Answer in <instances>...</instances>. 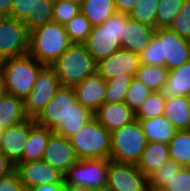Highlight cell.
Listing matches in <instances>:
<instances>
[{
    "label": "cell",
    "mask_w": 190,
    "mask_h": 191,
    "mask_svg": "<svg viewBox=\"0 0 190 191\" xmlns=\"http://www.w3.org/2000/svg\"><path fill=\"white\" fill-rule=\"evenodd\" d=\"M53 4L45 0H14L10 17L23 21L30 32L52 21Z\"/></svg>",
    "instance_id": "obj_15"
},
{
    "label": "cell",
    "mask_w": 190,
    "mask_h": 191,
    "mask_svg": "<svg viewBox=\"0 0 190 191\" xmlns=\"http://www.w3.org/2000/svg\"><path fill=\"white\" fill-rule=\"evenodd\" d=\"M30 130L31 118H27L3 131L0 151L15 165L22 159Z\"/></svg>",
    "instance_id": "obj_17"
},
{
    "label": "cell",
    "mask_w": 190,
    "mask_h": 191,
    "mask_svg": "<svg viewBox=\"0 0 190 191\" xmlns=\"http://www.w3.org/2000/svg\"><path fill=\"white\" fill-rule=\"evenodd\" d=\"M0 191H25L16 171L0 178Z\"/></svg>",
    "instance_id": "obj_41"
},
{
    "label": "cell",
    "mask_w": 190,
    "mask_h": 191,
    "mask_svg": "<svg viewBox=\"0 0 190 191\" xmlns=\"http://www.w3.org/2000/svg\"><path fill=\"white\" fill-rule=\"evenodd\" d=\"M128 14L114 13L101 25L93 26L84 42L87 51L98 62L118 51Z\"/></svg>",
    "instance_id": "obj_5"
},
{
    "label": "cell",
    "mask_w": 190,
    "mask_h": 191,
    "mask_svg": "<svg viewBox=\"0 0 190 191\" xmlns=\"http://www.w3.org/2000/svg\"><path fill=\"white\" fill-rule=\"evenodd\" d=\"M139 0H114L115 8L118 13L130 14Z\"/></svg>",
    "instance_id": "obj_42"
},
{
    "label": "cell",
    "mask_w": 190,
    "mask_h": 191,
    "mask_svg": "<svg viewBox=\"0 0 190 191\" xmlns=\"http://www.w3.org/2000/svg\"><path fill=\"white\" fill-rule=\"evenodd\" d=\"M29 51V31L23 21L0 17V52L5 58L22 56Z\"/></svg>",
    "instance_id": "obj_11"
},
{
    "label": "cell",
    "mask_w": 190,
    "mask_h": 191,
    "mask_svg": "<svg viewBox=\"0 0 190 191\" xmlns=\"http://www.w3.org/2000/svg\"><path fill=\"white\" fill-rule=\"evenodd\" d=\"M180 37L190 40V0H184L182 8L169 26Z\"/></svg>",
    "instance_id": "obj_38"
},
{
    "label": "cell",
    "mask_w": 190,
    "mask_h": 191,
    "mask_svg": "<svg viewBox=\"0 0 190 191\" xmlns=\"http://www.w3.org/2000/svg\"><path fill=\"white\" fill-rule=\"evenodd\" d=\"M61 87L59 78L51 65L39 72L32 92L24 99V110L28 118H36Z\"/></svg>",
    "instance_id": "obj_9"
},
{
    "label": "cell",
    "mask_w": 190,
    "mask_h": 191,
    "mask_svg": "<svg viewBox=\"0 0 190 191\" xmlns=\"http://www.w3.org/2000/svg\"><path fill=\"white\" fill-rule=\"evenodd\" d=\"M5 60L6 58L0 52V68H2V65L4 64Z\"/></svg>",
    "instance_id": "obj_47"
},
{
    "label": "cell",
    "mask_w": 190,
    "mask_h": 191,
    "mask_svg": "<svg viewBox=\"0 0 190 191\" xmlns=\"http://www.w3.org/2000/svg\"><path fill=\"white\" fill-rule=\"evenodd\" d=\"M80 12L90 21L92 26L101 25L116 13L114 0H82Z\"/></svg>",
    "instance_id": "obj_27"
},
{
    "label": "cell",
    "mask_w": 190,
    "mask_h": 191,
    "mask_svg": "<svg viewBox=\"0 0 190 191\" xmlns=\"http://www.w3.org/2000/svg\"><path fill=\"white\" fill-rule=\"evenodd\" d=\"M46 2H49L51 4H54L55 2H57L58 0H45Z\"/></svg>",
    "instance_id": "obj_50"
},
{
    "label": "cell",
    "mask_w": 190,
    "mask_h": 191,
    "mask_svg": "<svg viewBox=\"0 0 190 191\" xmlns=\"http://www.w3.org/2000/svg\"><path fill=\"white\" fill-rule=\"evenodd\" d=\"M72 44L64 25L48 22L29 32V51L39 62L51 65Z\"/></svg>",
    "instance_id": "obj_2"
},
{
    "label": "cell",
    "mask_w": 190,
    "mask_h": 191,
    "mask_svg": "<svg viewBox=\"0 0 190 191\" xmlns=\"http://www.w3.org/2000/svg\"><path fill=\"white\" fill-rule=\"evenodd\" d=\"M147 138L139 120L111 132L110 160L136 164L147 146Z\"/></svg>",
    "instance_id": "obj_8"
},
{
    "label": "cell",
    "mask_w": 190,
    "mask_h": 191,
    "mask_svg": "<svg viewBox=\"0 0 190 191\" xmlns=\"http://www.w3.org/2000/svg\"><path fill=\"white\" fill-rule=\"evenodd\" d=\"M154 35L160 40L161 60L168 70L180 67L190 60V40L180 37L168 28H156Z\"/></svg>",
    "instance_id": "obj_12"
},
{
    "label": "cell",
    "mask_w": 190,
    "mask_h": 191,
    "mask_svg": "<svg viewBox=\"0 0 190 191\" xmlns=\"http://www.w3.org/2000/svg\"><path fill=\"white\" fill-rule=\"evenodd\" d=\"M24 100L6 93L0 98V128L5 130L9 126L26 120Z\"/></svg>",
    "instance_id": "obj_25"
},
{
    "label": "cell",
    "mask_w": 190,
    "mask_h": 191,
    "mask_svg": "<svg viewBox=\"0 0 190 191\" xmlns=\"http://www.w3.org/2000/svg\"><path fill=\"white\" fill-rule=\"evenodd\" d=\"M96 64L84 43H72L51 66L61 86L73 87L85 77L94 74Z\"/></svg>",
    "instance_id": "obj_4"
},
{
    "label": "cell",
    "mask_w": 190,
    "mask_h": 191,
    "mask_svg": "<svg viewBox=\"0 0 190 191\" xmlns=\"http://www.w3.org/2000/svg\"><path fill=\"white\" fill-rule=\"evenodd\" d=\"M69 139L79 160L110 158L111 133L95 118L82 126Z\"/></svg>",
    "instance_id": "obj_6"
},
{
    "label": "cell",
    "mask_w": 190,
    "mask_h": 191,
    "mask_svg": "<svg viewBox=\"0 0 190 191\" xmlns=\"http://www.w3.org/2000/svg\"><path fill=\"white\" fill-rule=\"evenodd\" d=\"M15 171L20 177L25 191H29L31 188L43 184L64 182L63 174L52 168L43 159L30 162H18L15 165Z\"/></svg>",
    "instance_id": "obj_14"
},
{
    "label": "cell",
    "mask_w": 190,
    "mask_h": 191,
    "mask_svg": "<svg viewBox=\"0 0 190 191\" xmlns=\"http://www.w3.org/2000/svg\"><path fill=\"white\" fill-rule=\"evenodd\" d=\"M140 63L143 65L165 66V60H161L160 40L153 35L147 47L140 54Z\"/></svg>",
    "instance_id": "obj_39"
},
{
    "label": "cell",
    "mask_w": 190,
    "mask_h": 191,
    "mask_svg": "<svg viewBox=\"0 0 190 191\" xmlns=\"http://www.w3.org/2000/svg\"><path fill=\"white\" fill-rule=\"evenodd\" d=\"M131 79V76L124 75V77L116 76L106 80L104 103L124 102Z\"/></svg>",
    "instance_id": "obj_34"
},
{
    "label": "cell",
    "mask_w": 190,
    "mask_h": 191,
    "mask_svg": "<svg viewBox=\"0 0 190 191\" xmlns=\"http://www.w3.org/2000/svg\"><path fill=\"white\" fill-rule=\"evenodd\" d=\"M149 191H164V190L161 188H158V189H149Z\"/></svg>",
    "instance_id": "obj_51"
},
{
    "label": "cell",
    "mask_w": 190,
    "mask_h": 191,
    "mask_svg": "<svg viewBox=\"0 0 190 191\" xmlns=\"http://www.w3.org/2000/svg\"><path fill=\"white\" fill-rule=\"evenodd\" d=\"M159 0H139L129 17L156 29V14Z\"/></svg>",
    "instance_id": "obj_33"
},
{
    "label": "cell",
    "mask_w": 190,
    "mask_h": 191,
    "mask_svg": "<svg viewBox=\"0 0 190 191\" xmlns=\"http://www.w3.org/2000/svg\"><path fill=\"white\" fill-rule=\"evenodd\" d=\"M3 129L0 128V144H1V139H2V136H3Z\"/></svg>",
    "instance_id": "obj_49"
},
{
    "label": "cell",
    "mask_w": 190,
    "mask_h": 191,
    "mask_svg": "<svg viewBox=\"0 0 190 191\" xmlns=\"http://www.w3.org/2000/svg\"><path fill=\"white\" fill-rule=\"evenodd\" d=\"M163 116L176 130L190 129V97L180 96L165 99Z\"/></svg>",
    "instance_id": "obj_24"
},
{
    "label": "cell",
    "mask_w": 190,
    "mask_h": 191,
    "mask_svg": "<svg viewBox=\"0 0 190 191\" xmlns=\"http://www.w3.org/2000/svg\"><path fill=\"white\" fill-rule=\"evenodd\" d=\"M168 150V143L148 141L145 150L136 163L137 168L148 177L152 172L156 171L163 162L170 159Z\"/></svg>",
    "instance_id": "obj_23"
},
{
    "label": "cell",
    "mask_w": 190,
    "mask_h": 191,
    "mask_svg": "<svg viewBox=\"0 0 190 191\" xmlns=\"http://www.w3.org/2000/svg\"><path fill=\"white\" fill-rule=\"evenodd\" d=\"M140 65V55L120 48L109 57L100 59L96 64V72L105 81L116 76L124 77V75L133 78Z\"/></svg>",
    "instance_id": "obj_13"
},
{
    "label": "cell",
    "mask_w": 190,
    "mask_h": 191,
    "mask_svg": "<svg viewBox=\"0 0 190 191\" xmlns=\"http://www.w3.org/2000/svg\"><path fill=\"white\" fill-rule=\"evenodd\" d=\"M53 130L41 126L31 118L30 135L25 145L22 159L19 162H30L43 159V155Z\"/></svg>",
    "instance_id": "obj_22"
},
{
    "label": "cell",
    "mask_w": 190,
    "mask_h": 191,
    "mask_svg": "<svg viewBox=\"0 0 190 191\" xmlns=\"http://www.w3.org/2000/svg\"><path fill=\"white\" fill-rule=\"evenodd\" d=\"M13 171H15V164L0 151V178L9 175Z\"/></svg>",
    "instance_id": "obj_43"
},
{
    "label": "cell",
    "mask_w": 190,
    "mask_h": 191,
    "mask_svg": "<svg viewBox=\"0 0 190 191\" xmlns=\"http://www.w3.org/2000/svg\"><path fill=\"white\" fill-rule=\"evenodd\" d=\"M151 92L152 90H150L142 81L133 77L129 89L126 92L124 103L136 112Z\"/></svg>",
    "instance_id": "obj_36"
},
{
    "label": "cell",
    "mask_w": 190,
    "mask_h": 191,
    "mask_svg": "<svg viewBox=\"0 0 190 191\" xmlns=\"http://www.w3.org/2000/svg\"><path fill=\"white\" fill-rule=\"evenodd\" d=\"M80 13V3L57 1L53 4L52 21L65 25Z\"/></svg>",
    "instance_id": "obj_37"
},
{
    "label": "cell",
    "mask_w": 190,
    "mask_h": 191,
    "mask_svg": "<svg viewBox=\"0 0 190 191\" xmlns=\"http://www.w3.org/2000/svg\"><path fill=\"white\" fill-rule=\"evenodd\" d=\"M136 120H139L147 141L169 143L176 132V129L172 123L163 115L150 119Z\"/></svg>",
    "instance_id": "obj_26"
},
{
    "label": "cell",
    "mask_w": 190,
    "mask_h": 191,
    "mask_svg": "<svg viewBox=\"0 0 190 191\" xmlns=\"http://www.w3.org/2000/svg\"><path fill=\"white\" fill-rule=\"evenodd\" d=\"M6 87H5V83H4V78H3V74L0 68V98L3 97L6 94Z\"/></svg>",
    "instance_id": "obj_46"
},
{
    "label": "cell",
    "mask_w": 190,
    "mask_h": 191,
    "mask_svg": "<svg viewBox=\"0 0 190 191\" xmlns=\"http://www.w3.org/2000/svg\"><path fill=\"white\" fill-rule=\"evenodd\" d=\"M14 0H0V17L10 16Z\"/></svg>",
    "instance_id": "obj_45"
},
{
    "label": "cell",
    "mask_w": 190,
    "mask_h": 191,
    "mask_svg": "<svg viewBox=\"0 0 190 191\" xmlns=\"http://www.w3.org/2000/svg\"><path fill=\"white\" fill-rule=\"evenodd\" d=\"M29 191H69V187H67L63 182L39 185L31 188Z\"/></svg>",
    "instance_id": "obj_44"
},
{
    "label": "cell",
    "mask_w": 190,
    "mask_h": 191,
    "mask_svg": "<svg viewBox=\"0 0 190 191\" xmlns=\"http://www.w3.org/2000/svg\"><path fill=\"white\" fill-rule=\"evenodd\" d=\"M164 191H190V167H183L172 176L162 187Z\"/></svg>",
    "instance_id": "obj_40"
},
{
    "label": "cell",
    "mask_w": 190,
    "mask_h": 191,
    "mask_svg": "<svg viewBox=\"0 0 190 191\" xmlns=\"http://www.w3.org/2000/svg\"><path fill=\"white\" fill-rule=\"evenodd\" d=\"M43 160L63 175L79 159L69 138L53 133L46 146Z\"/></svg>",
    "instance_id": "obj_16"
},
{
    "label": "cell",
    "mask_w": 190,
    "mask_h": 191,
    "mask_svg": "<svg viewBox=\"0 0 190 191\" xmlns=\"http://www.w3.org/2000/svg\"><path fill=\"white\" fill-rule=\"evenodd\" d=\"M94 118L110 133L136 120L135 112L124 102L104 103Z\"/></svg>",
    "instance_id": "obj_19"
},
{
    "label": "cell",
    "mask_w": 190,
    "mask_h": 191,
    "mask_svg": "<svg viewBox=\"0 0 190 191\" xmlns=\"http://www.w3.org/2000/svg\"><path fill=\"white\" fill-rule=\"evenodd\" d=\"M183 168L182 165L177 164L169 159L154 172L148 176L149 189L161 188L172 176L176 175Z\"/></svg>",
    "instance_id": "obj_35"
},
{
    "label": "cell",
    "mask_w": 190,
    "mask_h": 191,
    "mask_svg": "<svg viewBox=\"0 0 190 191\" xmlns=\"http://www.w3.org/2000/svg\"><path fill=\"white\" fill-rule=\"evenodd\" d=\"M58 1L73 2V3H81L82 2V0H58Z\"/></svg>",
    "instance_id": "obj_48"
},
{
    "label": "cell",
    "mask_w": 190,
    "mask_h": 191,
    "mask_svg": "<svg viewBox=\"0 0 190 191\" xmlns=\"http://www.w3.org/2000/svg\"><path fill=\"white\" fill-rule=\"evenodd\" d=\"M78 103L93 114L104 104L106 81L95 72L73 86Z\"/></svg>",
    "instance_id": "obj_18"
},
{
    "label": "cell",
    "mask_w": 190,
    "mask_h": 191,
    "mask_svg": "<svg viewBox=\"0 0 190 191\" xmlns=\"http://www.w3.org/2000/svg\"><path fill=\"white\" fill-rule=\"evenodd\" d=\"M134 78L142 81L150 90L160 91L167 81L168 69L166 66L141 64Z\"/></svg>",
    "instance_id": "obj_29"
},
{
    "label": "cell",
    "mask_w": 190,
    "mask_h": 191,
    "mask_svg": "<svg viewBox=\"0 0 190 191\" xmlns=\"http://www.w3.org/2000/svg\"><path fill=\"white\" fill-rule=\"evenodd\" d=\"M165 98L159 91H152L135 112V119H150L162 116Z\"/></svg>",
    "instance_id": "obj_31"
},
{
    "label": "cell",
    "mask_w": 190,
    "mask_h": 191,
    "mask_svg": "<svg viewBox=\"0 0 190 191\" xmlns=\"http://www.w3.org/2000/svg\"><path fill=\"white\" fill-rule=\"evenodd\" d=\"M168 144L169 158L183 167H190V129L176 130Z\"/></svg>",
    "instance_id": "obj_28"
},
{
    "label": "cell",
    "mask_w": 190,
    "mask_h": 191,
    "mask_svg": "<svg viewBox=\"0 0 190 191\" xmlns=\"http://www.w3.org/2000/svg\"><path fill=\"white\" fill-rule=\"evenodd\" d=\"M92 118L94 114L78 103L73 87L61 86L35 122L70 138Z\"/></svg>",
    "instance_id": "obj_1"
},
{
    "label": "cell",
    "mask_w": 190,
    "mask_h": 191,
    "mask_svg": "<svg viewBox=\"0 0 190 191\" xmlns=\"http://www.w3.org/2000/svg\"><path fill=\"white\" fill-rule=\"evenodd\" d=\"M154 31V27L140 23L128 16L120 46L123 49L140 55L149 44Z\"/></svg>",
    "instance_id": "obj_20"
},
{
    "label": "cell",
    "mask_w": 190,
    "mask_h": 191,
    "mask_svg": "<svg viewBox=\"0 0 190 191\" xmlns=\"http://www.w3.org/2000/svg\"><path fill=\"white\" fill-rule=\"evenodd\" d=\"M90 21L80 12L64 25L72 43H84L91 33Z\"/></svg>",
    "instance_id": "obj_30"
},
{
    "label": "cell",
    "mask_w": 190,
    "mask_h": 191,
    "mask_svg": "<svg viewBox=\"0 0 190 191\" xmlns=\"http://www.w3.org/2000/svg\"><path fill=\"white\" fill-rule=\"evenodd\" d=\"M110 159H81L69 167L64 184L71 190L105 191Z\"/></svg>",
    "instance_id": "obj_7"
},
{
    "label": "cell",
    "mask_w": 190,
    "mask_h": 191,
    "mask_svg": "<svg viewBox=\"0 0 190 191\" xmlns=\"http://www.w3.org/2000/svg\"><path fill=\"white\" fill-rule=\"evenodd\" d=\"M184 0H159L156 28H168L182 8Z\"/></svg>",
    "instance_id": "obj_32"
},
{
    "label": "cell",
    "mask_w": 190,
    "mask_h": 191,
    "mask_svg": "<svg viewBox=\"0 0 190 191\" xmlns=\"http://www.w3.org/2000/svg\"><path fill=\"white\" fill-rule=\"evenodd\" d=\"M45 64L29 53L6 58L1 71L6 92L24 100L31 92L40 70Z\"/></svg>",
    "instance_id": "obj_3"
},
{
    "label": "cell",
    "mask_w": 190,
    "mask_h": 191,
    "mask_svg": "<svg viewBox=\"0 0 190 191\" xmlns=\"http://www.w3.org/2000/svg\"><path fill=\"white\" fill-rule=\"evenodd\" d=\"M105 191H149L148 177L136 164L110 160Z\"/></svg>",
    "instance_id": "obj_10"
},
{
    "label": "cell",
    "mask_w": 190,
    "mask_h": 191,
    "mask_svg": "<svg viewBox=\"0 0 190 191\" xmlns=\"http://www.w3.org/2000/svg\"><path fill=\"white\" fill-rule=\"evenodd\" d=\"M159 92L165 99L190 97V60L178 68L168 70L167 81Z\"/></svg>",
    "instance_id": "obj_21"
}]
</instances>
